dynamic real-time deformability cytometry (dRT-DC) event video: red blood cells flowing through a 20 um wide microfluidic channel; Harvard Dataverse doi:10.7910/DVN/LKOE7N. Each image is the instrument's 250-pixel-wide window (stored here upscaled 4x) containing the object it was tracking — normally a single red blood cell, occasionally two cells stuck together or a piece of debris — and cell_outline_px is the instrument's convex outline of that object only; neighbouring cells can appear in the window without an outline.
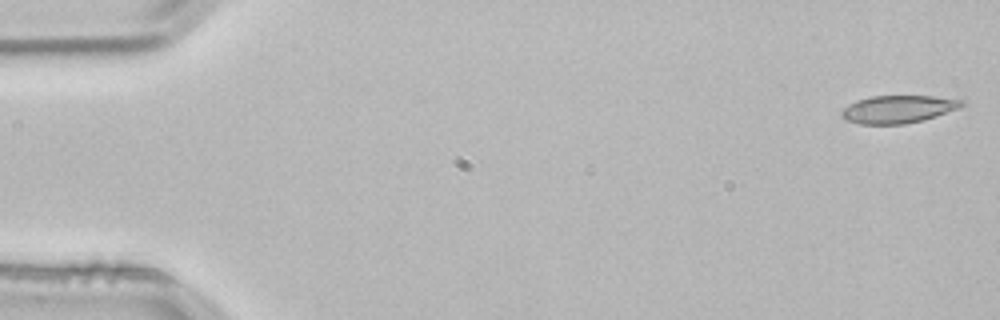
{"species": "common noctule bat (a hibernating species)", "species_latin": "Nyctalus noctula", "temperature_condition": "room temperature", "stored_images_in_passage": 3, "camera_frame_rate_fps": 3000, "um_per_image_px": 0.085, "animal": {"sex": "male", "body_mass_g": 21.5, "forearm_length_mm": 52.0}, "frame": {"image": 1, "passage_image": 3, "time_ms": 0.667, "image_size_px": [1000, 320], "cell_outline_px": [[964, 104], [960, 108], [936, 116], [904, 124], [860, 124], [848, 120], [840, 116], [840, 112], [848, 104], [856, 100], [872, 96], [932, 96], [964, 100]], "centroid_in_image_um": [76.32, 9.27], "position_along_channel_um": 8.7, "area_um2": 19.31}}